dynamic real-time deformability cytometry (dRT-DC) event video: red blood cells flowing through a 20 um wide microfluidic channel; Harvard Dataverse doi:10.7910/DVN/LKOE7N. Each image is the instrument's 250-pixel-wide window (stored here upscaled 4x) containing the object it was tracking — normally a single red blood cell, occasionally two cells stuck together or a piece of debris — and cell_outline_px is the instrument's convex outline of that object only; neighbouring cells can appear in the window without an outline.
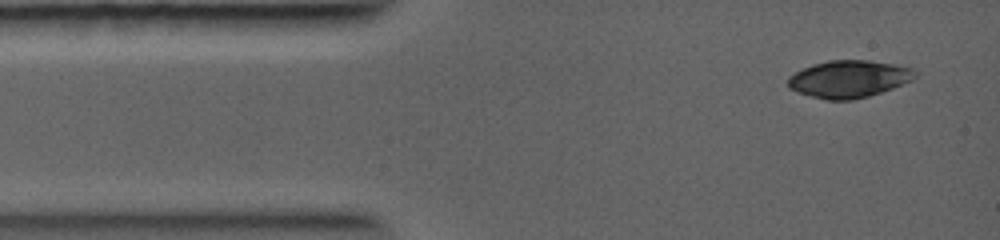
{"species": "common noctule bat (a hibernating species)", "species_latin": "Nyctalus noctula", "temperature_condition": "warm", "stored_images_in_passage": 3, "camera_frame_rate_fps": 5000, "um_per_image_px": 0.085, "animal": {"sex": "female", "body_mass_g": 19.0, "forearm_length_mm": 56.7}, "frame": {"image": 1, "passage_image": 1, "time_ms": 0.0, "image_size_px": [1000, 240], "cell_outline_px": [[916, 76], [912, 80], [892, 88], [868, 96], [852, 100], [828, 100], [796, 92], [788, 88], [788, 76], [812, 64], [828, 60], [868, 60], [892, 64], [912, 68], [916, 72]], "centroid_in_image_um": [72.12, 6.71], "position_along_channel_um": 12.9, "area_um2": 27.46}}